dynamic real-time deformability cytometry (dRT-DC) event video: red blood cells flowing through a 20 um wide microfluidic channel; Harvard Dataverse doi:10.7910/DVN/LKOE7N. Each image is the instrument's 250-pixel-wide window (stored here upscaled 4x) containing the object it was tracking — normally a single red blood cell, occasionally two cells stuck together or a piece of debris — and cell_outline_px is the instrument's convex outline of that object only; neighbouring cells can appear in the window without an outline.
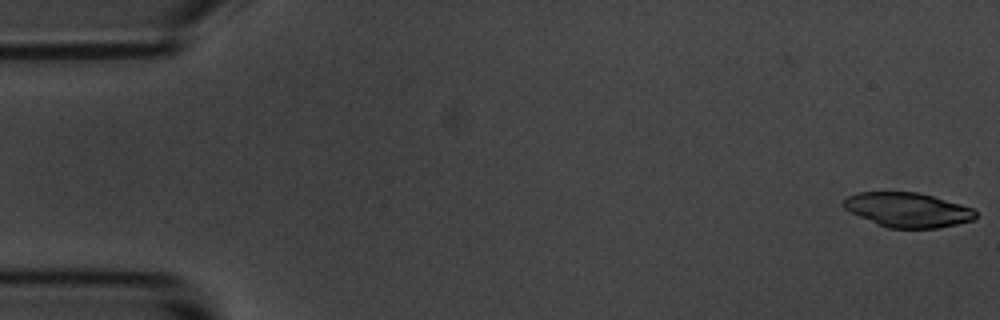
{"species": "common noctule bat (a hibernating species)", "species_latin": "Nyctalus noctula", "temperature_condition": "room temperature", "stored_images_in_passage": 55, "camera_frame_rate_fps": 3000, "um_per_image_px": 0.085, "animal": {"sex": "male", "body_mass_g": 20.1, "forearm_length_mm": 53.5}, "frame": {"image": 1, "passage_image": 1, "time_ms": 0.0, "image_size_px": [1000, 320], "cell_outline_px": [[976, 216], [972, 220], [956, 224], [936, 228], [888, 228], [876, 224], [844, 208], [840, 204], [848, 196], [860, 192], [916, 192], [932, 196], [960, 204], [972, 208], [976, 212]], "centroid_in_image_um": [77.13, 17.84], "position_along_channel_um": 7.9, "area_um2": 26.3}, "authors_computed_cell_mechanics": {"area_um2": 29.4202, "velocity_mm_per_s": 3.6095, "shape_relaxation_time_tau1_ms": 1.7819, "shape_relaxation_time_tau2_ms": 7.0981, "deformation_change_tau1": 0.3174, "deformation_change_tau2": 0.1389}}